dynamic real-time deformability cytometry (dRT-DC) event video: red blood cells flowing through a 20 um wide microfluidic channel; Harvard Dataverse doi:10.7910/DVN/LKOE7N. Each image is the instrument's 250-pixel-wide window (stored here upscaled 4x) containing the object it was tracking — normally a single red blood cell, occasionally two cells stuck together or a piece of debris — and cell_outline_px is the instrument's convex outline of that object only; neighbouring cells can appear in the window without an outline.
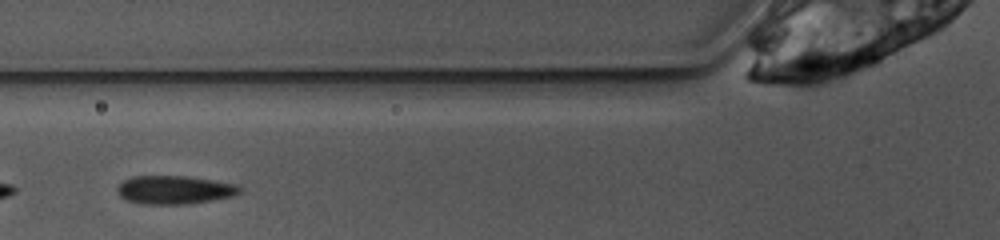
{"species": "common noctule bat (a hibernating species)", "species_latin": "Nyctalus noctula", "temperature_condition": "warm", "stored_images_in_passage": 25, "camera_frame_rate_fps": 3000, "um_per_image_px": 0.085, "animal": {"sex": "female", "body_mass_g": 10.0, "forearm_length_mm": 53.1}, "frame": {"image": 1, "passage_image": 4, "time_ms": 1.0, "image_size_px": [1000, 240], "cell_outline_px": [[240, 192], [232, 196], [188, 204], [144, 204], [128, 200], [120, 196], [116, 188], [124, 180], [132, 176], [188, 176], [236, 184], [240, 188]], "centroid_in_image_um": [14.81, 16.13], "position_along_channel_um": 111.0, "area_um2": 20.06}}